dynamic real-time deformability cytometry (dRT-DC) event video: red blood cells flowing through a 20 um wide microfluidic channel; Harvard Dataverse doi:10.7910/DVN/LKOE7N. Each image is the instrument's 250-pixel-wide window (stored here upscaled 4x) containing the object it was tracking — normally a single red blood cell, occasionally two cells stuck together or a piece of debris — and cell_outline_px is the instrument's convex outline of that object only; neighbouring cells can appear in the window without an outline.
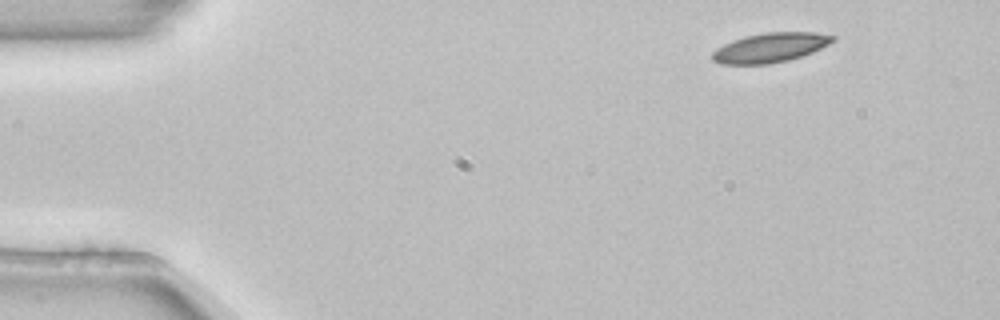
{"species": "common noctule bat (a hibernating species)", "species_latin": "Nyctalus noctula", "temperature_condition": "room temperature", "stored_images_in_passage": 3, "camera_frame_rate_fps": 3000, "um_per_image_px": 0.085, "animal": {"sex": "female", "body_mass_g": 22.7, "forearm_length_mm": 54.2}, "frame": {"image": 1, "passage_image": 1, "time_ms": 0.0, "image_size_px": [1000, 320], "cell_outline_px": [[836, 40], [812, 52], [788, 60], [768, 64], [720, 64], [712, 60], [712, 52], [716, 48], [732, 40], [764, 32], [816, 32], [836, 36]], "centroid_in_image_um": [65.46, 4.04], "position_along_channel_um": 19.5, "area_um2": 20.63}}
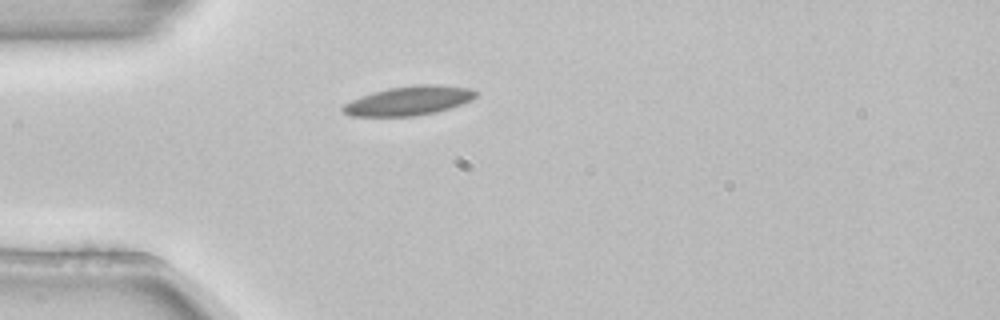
{"frame": {"image": 2, "passage_image": 3, "time_ms": 0.667, "image_size_px": [1000, 320], "cell_outline_px": [[476, 96], [472, 100], [452, 108], [436, 112], [416, 116], [348, 116], [340, 108], [344, 104], [360, 96], [372, 92], [388, 88], [416, 84], [440, 84], [468, 88], [476, 92]], "centroid_in_image_um": [34.75, 8.56], "position_along_channel_um": 50.3, "area_um2": 22.77}}